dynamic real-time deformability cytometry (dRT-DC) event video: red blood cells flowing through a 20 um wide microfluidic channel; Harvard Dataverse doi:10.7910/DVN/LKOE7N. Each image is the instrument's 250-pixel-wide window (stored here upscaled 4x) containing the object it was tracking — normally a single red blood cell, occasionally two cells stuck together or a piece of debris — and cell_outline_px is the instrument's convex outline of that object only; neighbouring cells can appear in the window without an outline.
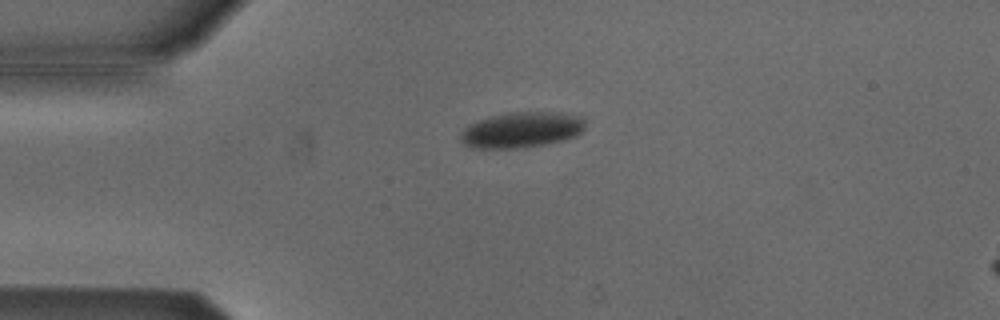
{"species": "Egyptian fruit bat (a non-hibernating species)", "species_latin": "Rousettus aegyptiacus", "temperature_condition": "cold", "stored_images_in_passage": 35, "camera_frame_rate_fps": 3000, "um_per_image_px": 0.085, "animal": {"sex": "male"}, "frame": {"image": 1, "passage_image": 2, "time_ms": 0.333, "image_size_px": [1000, 320], "cell_outline_px": [[584, 128], [576, 136], [564, 140], [524, 148], [476, 148], [464, 144], [460, 140], [460, 132], [468, 124], [492, 116], [512, 112], [564, 112], [580, 116], [584, 120]], "centroid_in_image_um": [44.34, 11.04], "position_along_channel_um": 40.7, "area_um2": 25.95}}
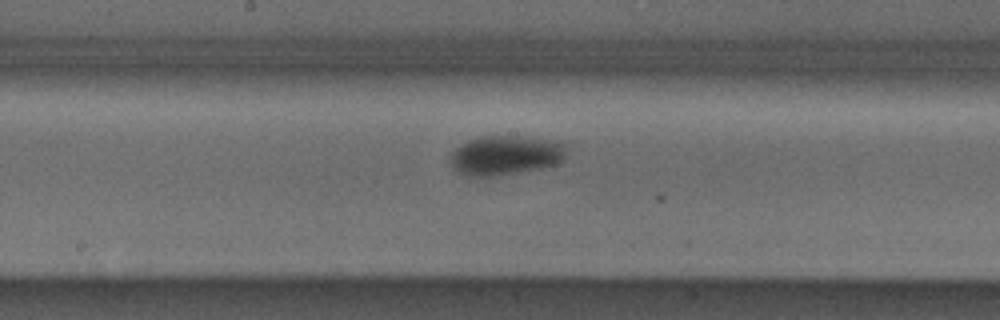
{"frame": {"image": 2, "passage_image": 17, "time_ms": 5.333, "image_size_px": [1000, 320], "cell_outline_px": [[568, 140], [564, 160], [560, 164], [540, 168], [492, 176], [464, 176], [452, 168], [448, 156], [456, 148], [468, 140], [480, 136], [520, 136]], "centroid_in_image_um": [43.03, 13.17], "position_along_channel_um": 205.2, "area_um2": 27.46}}
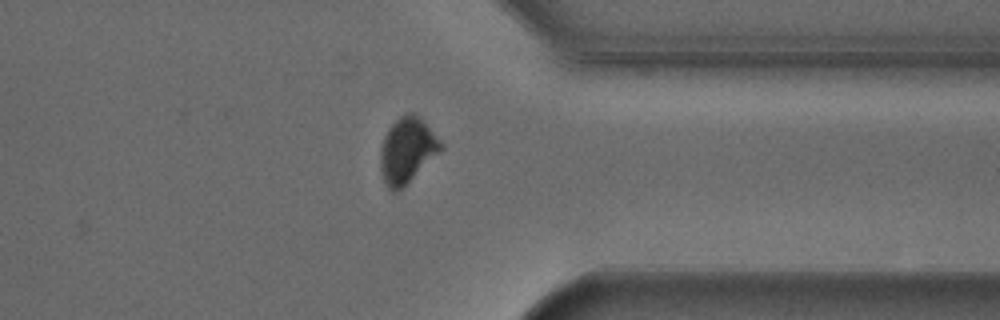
{"frame": {"image": 3, "passage_image": 31, "time_ms": 10.0, "image_size_px": [1000, 320], "cell_outline_px": [[444, 148], [400, 188], [392, 192], [388, 188], [380, 172], [380, 148], [384, 136], [388, 128], [400, 116], [408, 112], [412, 112], [420, 116], [424, 120], [444, 144]], "centroid_in_image_um": [34.6, 12.72], "position_along_channel_um": 376.8, "area_um2": 22.89}, "authors_computed_cell_mechanics": {"area_um2": 26.588, "velocity_mm_per_s": 3.8133, "shape_relaxation_time_tau1_ms": 3.2645, "shape_relaxation_time_tau2_ms": null, "deformation_change_tau1": 0.0838, "deformation_change_tau2": null}}